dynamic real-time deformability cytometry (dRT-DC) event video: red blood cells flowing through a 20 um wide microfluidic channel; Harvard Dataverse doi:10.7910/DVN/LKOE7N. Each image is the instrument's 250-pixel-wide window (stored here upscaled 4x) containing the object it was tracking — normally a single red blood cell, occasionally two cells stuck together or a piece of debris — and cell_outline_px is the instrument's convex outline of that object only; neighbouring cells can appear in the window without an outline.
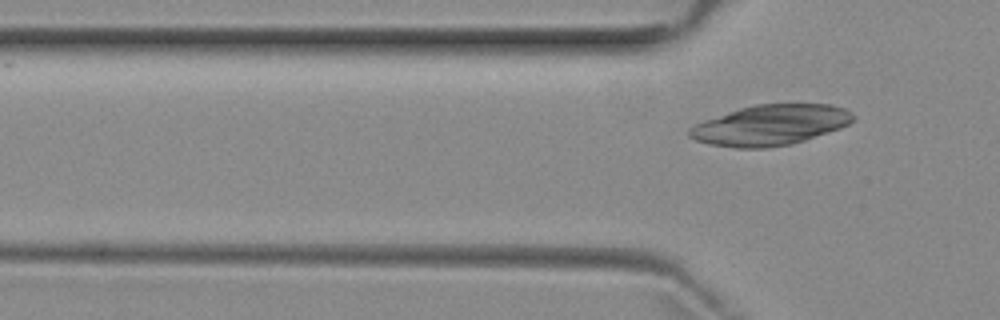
{"species": "common noctule bat (a hibernating species)", "species_latin": "Nyctalus noctula", "temperature_condition": "room temperature", "stored_images_in_passage": 5, "segment_of_instrument_passage": [2, 2], "camera_frame_rate_fps": 3000, "um_per_image_px": 0.085, "animal": {"sex": "female", "body_mass_g": 29.2, "forearm_length_mm": 56.3}, "frame": {"image": 1, "passage_image": 5, "time_ms": 4.667, "image_size_px": [1000, 320], "cell_outline_px": [[856, 116], [848, 124], [840, 128], [804, 140], [788, 144], [764, 148], [736, 148], [708, 144], [696, 140], [688, 136], [688, 128], [704, 120], [740, 108], [756, 104], [832, 104], [844, 108], [852, 112]], "centroid_in_image_um": [65.47, 10.63], "position_along_channel_um": 60.3, "area_um2": 38.38}}